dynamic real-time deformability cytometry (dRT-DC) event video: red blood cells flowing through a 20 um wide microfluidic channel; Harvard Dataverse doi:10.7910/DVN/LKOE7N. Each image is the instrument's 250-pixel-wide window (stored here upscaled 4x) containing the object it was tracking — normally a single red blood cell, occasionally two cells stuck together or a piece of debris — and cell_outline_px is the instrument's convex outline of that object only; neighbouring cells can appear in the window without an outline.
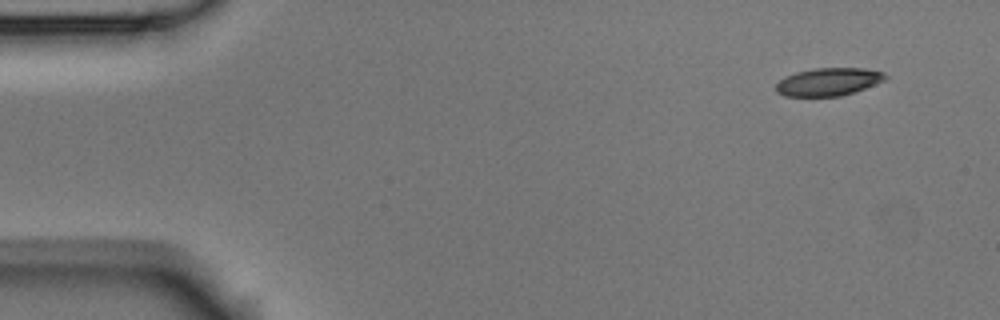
{"species": "Egyptian fruit bat (a non-hibernating species)", "species_latin": "Rousettus aegyptiacus", "temperature_condition": "room temperature", "stored_images_in_passage": 4, "camera_frame_rate_fps": 3000, "um_per_image_px": 0.085, "animal": {"sex": "male"}, "frame": {"image": 1, "passage_image": 1, "time_ms": 0.0, "image_size_px": [1000, 320], "cell_outline_px": [[888, 76], [884, 80], [864, 88], [840, 96], [784, 96], [776, 92], [776, 84], [784, 76], [796, 72], [816, 68], [864, 68], [884, 72]], "centroid_in_image_um": [70.39, 6.95], "position_along_channel_um": 14.6, "area_um2": 17.63}}
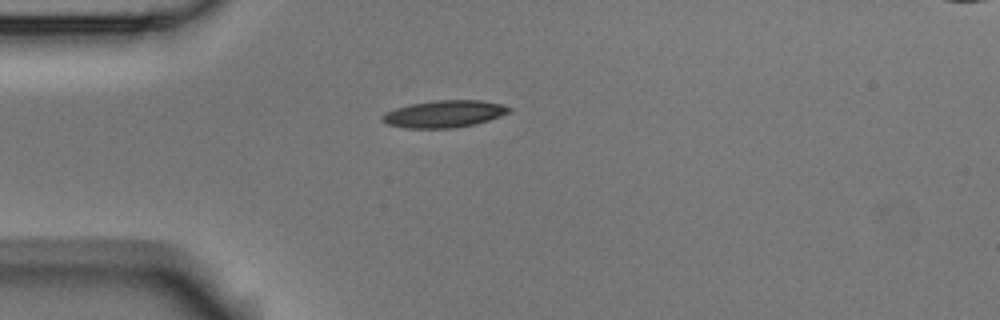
{"frame": {"image": 2, "passage_image": 3, "time_ms": 0.667, "image_size_px": [1000, 320], "cell_outline_px": [[512, 112], [476, 124], [452, 128], [404, 128], [388, 124], [380, 120], [380, 116], [384, 112], [408, 104], [436, 100], [480, 100], [500, 104], [512, 108]], "centroid_in_image_um": [37.73, 9.68], "position_along_channel_um": 47.3, "area_um2": 20.17}}